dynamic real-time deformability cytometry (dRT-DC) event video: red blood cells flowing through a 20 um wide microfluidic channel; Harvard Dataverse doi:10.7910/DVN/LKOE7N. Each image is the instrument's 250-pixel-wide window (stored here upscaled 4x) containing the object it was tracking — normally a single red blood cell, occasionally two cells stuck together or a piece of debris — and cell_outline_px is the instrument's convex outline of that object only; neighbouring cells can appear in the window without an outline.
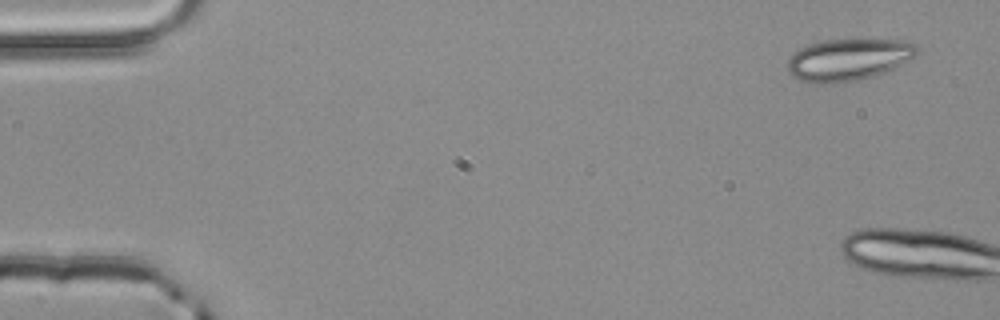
{"species": "common noctule bat (a hibernating species)", "species_latin": "Nyctalus noctula", "temperature_condition": "room temperature", "stored_images_in_passage": 4, "camera_frame_rate_fps": 3000, "um_per_image_px": 0.085, "animal": {"sex": "male", "body_mass_g": 20.4}, "frame": {"image": 1, "passage_image": 1, "time_ms": 0.0, "image_size_px": [1000, 320], "cell_outline_px": [[924, 48], [916, 56], [884, 72], [860, 80], [832, 84], [816, 84], [800, 80], [792, 76], [788, 72], [788, 60], [800, 48], [808, 44], [824, 40], [912, 40]], "centroid_in_image_um": [72.17, 5.06], "position_along_channel_um": 12.8, "area_um2": 31.96}}